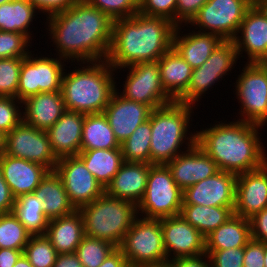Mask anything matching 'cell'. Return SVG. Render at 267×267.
<instances>
[{"instance_id": "94428289", "label": "cell", "mask_w": 267, "mask_h": 267, "mask_svg": "<svg viewBox=\"0 0 267 267\" xmlns=\"http://www.w3.org/2000/svg\"><path fill=\"white\" fill-rule=\"evenodd\" d=\"M251 4L257 7H267V0H251Z\"/></svg>"}, {"instance_id": "ab89813d", "label": "cell", "mask_w": 267, "mask_h": 267, "mask_svg": "<svg viewBox=\"0 0 267 267\" xmlns=\"http://www.w3.org/2000/svg\"><path fill=\"white\" fill-rule=\"evenodd\" d=\"M22 58L0 59V96H10L17 99Z\"/></svg>"}, {"instance_id": "7bdbcfd3", "label": "cell", "mask_w": 267, "mask_h": 267, "mask_svg": "<svg viewBox=\"0 0 267 267\" xmlns=\"http://www.w3.org/2000/svg\"><path fill=\"white\" fill-rule=\"evenodd\" d=\"M21 105L22 101L15 97L0 96V131L5 135L23 121Z\"/></svg>"}, {"instance_id": "8d00e7d4", "label": "cell", "mask_w": 267, "mask_h": 267, "mask_svg": "<svg viewBox=\"0 0 267 267\" xmlns=\"http://www.w3.org/2000/svg\"><path fill=\"white\" fill-rule=\"evenodd\" d=\"M30 236L13 212L0 214V249L8 248L23 252Z\"/></svg>"}, {"instance_id": "484cf974", "label": "cell", "mask_w": 267, "mask_h": 267, "mask_svg": "<svg viewBox=\"0 0 267 267\" xmlns=\"http://www.w3.org/2000/svg\"><path fill=\"white\" fill-rule=\"evenodd\" d=\"M178 25L173 35V48L194 69L200 67L223 41L218 35L192 31L180 34ZM181 35V36H180Z\"/></svg>"}, {"instance_id": "52a82bcc", "label": "cell", "mask_w": 267, "mask_h": 267, "mask_svg": "<svg viewBox=\"0 0 267 267\" xmlns=\"http://www.w3.org/2000/svg\"><path fill=\"white\" fill-rule=\"evenodd\" d=\"M182 205L183 191L172 178L168 166L150 164L146 191L137 205V214L148 219H163L180 215Z\"/></svg>"}, {"instance_id": "cb8c5ba5", "label": "cell", "mask_w": 267, "mask_h": 267, "mask_svg": "<svg viewBox=\"0 0 267 267\" xmlns=\"http://www.w3.org/2000/svg\"><path fill=\"white\" fill-rule=\"evenodd\" d=\"M150 164L137 162H124L111 183L106 187L105 193L113 198L126 200L136 206L143 199Z\"/></svg>"}, {"instance_id": "7402d4cb", "label": "cell", "mask_w": 267, "mask_h": 267, "mask_svg": "<svg viewBox=\"0 0 267 267\" xmlns=\"http://www.w3.org/2000/svg\"><path fill=\"white\" fill-rule=\"evenodd\" d=\"M0 165L3 178L15 199L21 195L33 193L49 172L46 167L38 163L8 156L5 153L0 157Z\"/></svg>"}, {"instance_id": "5bb4252c", "label": "cell", "mask_w": 267, "mask_h": 267, "mask_svg": "<svg viewBox=\"0 0 267 267\" xmlns=\"http://www.w3.org/2000/svg\"><path fill=\"white\" fill-rule=\"evenodd\" d=\"M236 80V97L241 102L240 116L256 124L267 110V73L259 63L246 62Z\"/></svg>"}, {"instance_id": "9c48e42d", "label": "cell", "mask_w": 267, "mask_h": 267, "mask_svg": "<svg viewBox=\"0 0 267 267\" xmlns=\"http://www.w3.org/2000/svg\"><path fill=\"white\" fill-rule=\"evenodd\" d=\"M251 6V0H208L188 24L199 27V32L233 40Z\"/></svg>"}, {"instance_id": "8992f818", "label": "cell", "mask_w": 267, "mask_h": 267, "mask_svg": "<svg viewBox=\"0 0 267 267\" xmlns=\"http://www.w3.org/2000/svg\"><path fill=\"white\" fill-rule=\"evenodd\" d=\"M84 221L85 235L111 242L119 247L137 214V206L104 193L78 209Z\"/></svg>"}, {"instance_id": "6f0895ef", "label": "cell", "mask_w": 267, "mask_h": 267, "mask_svg": "<svg viewBox=\"0 0 267 267\" xmlns=\"http://www.w3.org/2000/svg\"><path fill=\"white\" fill-rule=\"evenodd\" d=\"M6 135L0 131V157L5 153Z\"/></svg>"}, {"instance_id": "7c38bea8", "label": "cell", "mask_w": 267, "mask_h": 267, "mask_svg": "<svg viewBox=\"0 0 267 267\" xmlns=\"http://www.w3.org/2000/svg\"><path fill=\"white\" fill-rule=\"evenodd\" d=\"M124 68H128L129 74L123 92L119 94L125 99L146 104L152 109L173 102L162 86L158 61L138 62Z\"/></svg>"}, {"instance_id": "c3c4849f", "label": "cell", "mask_w": 267, "mask_h": 267, "mask_svg": "<svg viewBox=\"0 0 267 267\" xmlns=\"http://www.w3.org/2000/svg\"><path fill=\"white\" fill-rule=\"evenodd\" d=\"M37 8L38 12L51 16L67 10L73 6L78 0H27ZM48 14V15H47Z\"/></svg>"}, {"instance_id": "f35d334b", "label": "cell", "mask_w": 267, "mask_h": 267, "mask_svg": "<svg viewBox=\"0 0 267 267\" xmlns=\"http://www.w3.org/2000/svg\"><path fill=\"white\" fill-rule=\"evenodd\" d=\"M23 254L33 267H54L58 253L45 235H31Z\"/></svg>"}, {"instance_id": "4316f807", "label": "cell", "mask_w": 267, "mask_h": 267, "mask_svg": "<svg viewBox=\"0 0 267 267\" xmlns=\"http://www.w3.org/2000/svg\"><path fill=\"white\" fill-rule=\"evenodd\" d=\"M45 236L56 252L74 253L85 236L84 221L81 213H74L49 220Z\"/></svg>"}, {"instance_id": "b9f144b4", "label": "cell", "mask_w": 267, "mask_h": 267, "mask_svg": "<svg viewBox=\"0 0 267 267\" xmlns=\"http://www.w3.org/2000/svg\"><path fill=\"white\" fill-rule=\"evenodd\" d=\"M29 43L30 39L22 33L0 31V59L26 58Z\"/></svg>"}, {"instance_id": "680465c9", "label": "cell", "mask_w": 267, "mask_h": 267, "mask_svg": "<svg viewBox=\"0 0 267 267\" xmlns=\"http://www.w3.org/2000/svg\"><path fill=\"white\" fill-rule=\"evenodd\" d=\"M140 267H172V264L169 260L161 262V263H156V264H147L143 265Z\"/></svg>"}, {"instance_id": "2e32d148", "label": "cell", "mask_w": 267, "mask_h": 267, "mask_svg": "<svg viewBox=\"0 0 267 267\" xmlns=\"http://www.w3.org/2000/svg\"><path fill=\"white\" fill-rule=\"evenodd\" d=\"M237 174L219 170L183 191V204L235 207Z\"/></svg>"}, {"instance_id": "7dc6e473", "label": "cell", "mask_w": 267, "mask_h": 267, "mask_svg": "<svg viewBox=\"0 0 267 267\" xmlns=\"http://www.w3.org/2000/svg\"><path fill=\"white\" fill-rule=\"evenodd\" d=\"M243 267H264V242L251 239L246 244Z\"/></svg>"}, {"instance_id": "681fc988", "label": "cell", "mask_w": 267, "mask_h": 267, "mask_svg": "<svg viewBox=\"0 0 267 267\" xmlns=\"http://www.w3.org/2000/svg\"><path fill=\"white\" fill-rule=\"evenodd\" d=\"M251 239L267 242V207L249 219Z\"/></svg>"}, {"instance_id": "7a4b0ae2", "label": "cell", "mask_w": 267, "mask_h": 267, "mask_svg": "<svg viewBox=\"0 0 267 267\" xmlns=\"http://www.w3.org/2000/svg\"><path fill=\"white\" fill-rule=\"evenodd\" d=\"M176 27L167 18L139 12L115 20L106 61L116 71L138 62H156L172 48Z\"/></svg>"}, {"instance_id": "9f6ffc18", "label": "cell", "mask_w": 267, "mask_h": 267, "mask_svg": "<svg viewBox=\"0 0 267 267\" xmlns=\"http://www.w3.org/2000/svg\"><path fill=\"white\" fill-rule=\"evenodd\" d=\"M13 267H33L28 259L25 257L24 254H22L18 260L16 261V264Z\"/></svg>"}, {"instance_id": "bcb514c9", "label": "cell", "mask_w": 267, "mask_h": 267, "mask_svg": "<svg viewBox=\"0 0 267 267\" xmlns=\"http://www.w3.org/2000/svg\"><path fill=\"white\" fill-rule=\"evenodd\" d=\"M208 0H177L176 25H188ZM182 23V24H181ZM186 23V24H185Z\"/></svg>"}, {"instance_id": "be15d7a7", "label": "cell", "mask_w": 267, "mask_h": 267, "mask_svg": "<svg viewBox=\"0 0 267 267\" xmlns=\"http://www.w3.org/2000/svg\"><path fill=\"white\" fill-rule=\"evenodd\" d=\"M258 63L264 68L265 72L267 73V58L261 60Z\"/></svg>"}, {"instance_id": "e7e4bbea", "label": "cell", "mask_w": 267, "mask_h": 267, "mask_svg": "<svg viewBox=\"0 0 267 267\" xmlns=\"http://www.w3.org/2000/svg\"><path fill=\"white\" fill-rule=\"evenodd\" d=\"M9 1H12V0H0V5H1V4H4V3H6V2H9Z\"/></svg>"}, {"instance_id": "e0dca14e", "label": "cell", "mask_w": 267, "mask_h": 267, "mask_svg": "<svg viewBox=\"0 0 267 267\" xmlns=\"http://www.w3.org/2000/svg\"><path fill=\"white\" fill-rule=\"evenodd\" d=\"M160 222L167 260L206 253L205 236L181 215L163 218Z\"/></svg>"}, {"instance_id": "f5cc1de1", "label": "cell", "mask_w": 267, "mask_h": 267, "mask_svg": "<svg viewBox=\"0 0 267 267\" xmlns=\"http://www.w3.org/2000/svg\"><path fill=\"white\" fill-rule=\"evenodd\" d=\"M99 267H129V265L122 250L119 247H116L110 252Z\"/></svg>"}, {"instance_id": "6da1fadb", "label": "cell", "mask_w": 267, "mask_h": 267, "mask_svg": "<svg viewBox=\"0 0 267 267\" xmlns=\"http://www.w3.org/2000/svg\"><path fill=\"white\" fill-rule=\"evenodd\" d=\"M50 39L59 58L71 62L104 61L111 45L113 21L86 0L47 16Z\"/></svg>"}, {"instance_id": "e575fe53", "label": "cell", "mask_w": 267, "mask_h": 267, "mask_svg": "<svg viewBox=\"0 0 267 267\" xmlns=\"http://www.w3.org/2000/svg\"><path fill=\"white\" fill-rule=\"evenodd\" d=\"M42 200L34 193L21 195L15 199L13 214L31 235H45L49 219L45 216Z\"/></svg>"}, {"instance_id": "d4e9b609", "label": "cell", "mask_w": 267, "mask_h": 267, "mask_svg": "<svg viewBox=\"0 0 267 267\" xmlns=\"http://www.w3.org/2000/svg\"><path fill=\"white\" fill-rule=\"evenodd\" d=\"M23 121L37 128L47 131L66 111L61 91L42 92L32 95L22 101Z\"/></svg>"}, {"instance_id": "11a10c76", "label": "cell", "mask_w": 267, "mask_h": 267, "mask_svg": "<svg viewBox=\"0 0 267 267\" xmlns=\"http://www.w3.org/2000/svg\"><path fill=\"white\" fill-rule=\"evenodd\" d=\"M23 254L21 250L8 248L0 249V267H13L18 258Z\"/></svg>"}, {"instance_id": "6125c7cd", "label": "cell", "mask_w": 267, "mask_h": 267, "mask_svg": "<svg viewBox=\"0 0 267 267\" xmlns=\"http://www.w3.org/2000/svg\"><path fill=\"white\" fill-rule=\"evenodd\" d=\"M264 267H267V242H264Z\"/></svg>"}, {"instance_id": "ffe728a7", "label": "cell", "mask_w": 267, "mask_h": 267, "mask_svg": "<svg viewBox=\"0 0 267 267\" xmlns=\"http://www.w3.org/2000/svg\"><path fill=\"white\" fill-rule=\"evenodd\" d=\"M166 165L182 191L219 171L215 161L196 143Z\"/></svg>"}, {"instance_id": "9a60e30c", "label": "cell", "mask_w": 267, "mask_h": 267, "mask_svg": "<svg viewBox=\"0 0 267 267\" xmlns=\"http://www.w3.org/2000/svg\"><path fill=\"white\" fill-rule=\"evenodd\" d=\"M55 172L61 177L70 202L77 210L105 193L104 187L78 156L58 159Z\"/></svg>"}, {"instance_id": "836d02e7", "label": "cell", "mask_w": 267, "mask_h": 267, "mask_svg": "<svg viewBox=\"0 0 267 267\" xmlns=\"http://www.w3.org/2000/svg\"><path fill=\"white\" fill-rule=\"evenodd\" d=\"M37 8L27 0H12L0 5V31L22 33L32 38L30 25Z\"/></svg>"}, {"instance_id": "f6af8a7d", "label": "cell", "mask_w": 267, "mask_h": 267, "mask_svg": "<svg viewBox=\"0 0 267 267\" xmlns=\"http://www.w3.org/2000/svg\"><path fill=\"white\" fill-rule=\"evenodd\" d=\"M211 267H243L244 247L206 250Z\"/></svg>"}, {"instance_id": "603a6c76", "label": "cell", "mask_w": 267, "mask_h": 267, "mask_svg": "<svg viewBox=\"0 0 267 267\" xmlns=\"http://www.w3.org/2000/svg\"><path fill=\"white\" fill-rule=\"evenodd\" d=\"M84 120L85 114L66 110L61 118L46 131L57 159L77 156L81 152Z\"/></svg>"}, {"instance_id": "ac0fdd59", "label": "cell", "mask_w": 267, "mask_h": 267, "mask_svg": "<svg viewBox=\"0 0 267 267\" xmlns=\"http://www.w3.org/2000/svg\"><path fill=\"white\" fill-rule=\"evenodd\" d=\"M241 34V36L239 35ZM238 57L246 52L249 63H258L267 58V9L251 6L233 39Z\"/></svg>"}, {"instance_id": "277c9868", "label": "cell", "mask_w": 267, "mask_h": 267, "mask_svg": "<svg viewBox=\"0 0 267 267\" xmlns=\"http://www.w3.org/2000/svg\"><path fill=\"white\" fill-rule=\"evenodd\" d=\"M77 64L81 68L63 74L61 93L65 109L83 114L104 112L118 90L113 77L115 69L106 60Z\"/></svg>"}, {"instance_id": "f546056e", "label": "cell", "mask_w": 267, "mask_h": 267, "mask_svg": "<svg viewBox=\"0 0 267 267\" xmlns=\"http://www.w3.org/2000/svg\"><path fill=\"white\" fill-rule=\"evenodd\" d=\"M250 240L249 219L233 214L224 224L205 237L206 250L245 247Z\"/></svg>"}, {"instance_id": "ee69618b", "label": "cell", "mask_w": 267, "mask_h": 267, "mask_svg": "<svg viewBox=\"0 0 267 267\" xmlns=\"http://www.w3.org/2000/svg\"><path fill=\"white\" fill-rule=\"evenodd\" d=\"M177 0H139V13L146 16L164 17L176 24Z\"/></svg>"}, {"instance_id": "30bf717a", "label": "cell", "mask_w": 267, "mask_h": 267, "mask_svg": "<svg viewBox=\"0 0 267 267\" xmlns=\"http://www.w3.org/2000/svg\"><path fill=\"white\" fill-rule=\"evenodd\" d=\"M239 58L235 42L223 40L206 62L193 69L187 92L178 101L195 106L212 85L231 72Z\"/></svg>"}, {"instance_id": "3957f363", "label": "cell", "mask_w": 267, "mask_h": 267, "mask_svg": "<svg viewBox=\"0 0 267 267\" xmlns=\"http://www.w3.org/2000/svg\"><path fill=\"white\" fill-rule=\"evenodd\" d=\"M220 122L196 131V144L215 161L219 170L238 175L257 169L267 161L259 129L254 123Z\"/></svg>"}, {"instance_id": "44dd1931", "label": "cell", "mask_w": 267, "mask_h": 267, "mask_svg": "<svg viewBox=\"0 0 267 267\" xmlns=\"http://www.w3.org/2000/svg\"><path fill=\"white\" fill-rule=\"evenodd\" d=\"M152 110L146 104L125 99L116 90L103 113L108 119L116 140L121 144L140 124L149 119Z\"/></svg>"}, {"instance_id": "f907efd6", "label": "cell", "mask_w": 267, "mask_h": 267, "mask_svg": "<svg viewBox=\"0 0 267 267\" xmlns=\"http://www.w3.org/2000/svg\"><path fill=\"white\" fill-rule=\"evenodd\" d=\"M14 203L15 198L12 196L9 185L3 178L0 165V214L11 213Z\"/></svg>"}, {"instance_id": "74e56055", "label": "cell", "mask_w": 267, "mask_h": 267, "mask_svg": "<svg viewBox=\"0 0 267 267\" xmlns=\"http://www.w3.org/2000/svg\"><path fill=\"white\" fill-rule=\"evenodd\" d=\"M115 248L111 242L85 235L75 253L83 267H99Z\"/></svg>"}, {"instance_id": "f1b7e54d", "label": "cell", "mask_w": 267, "mask_h": 267, "mask_svg": "<svg viewBox=\"0 0 267 267\" xmlns=\"http://www.w3.org/2000/svg\"><path fill=\"white\" fill-rule=\"evenodd\" d=\"M42 200L45 216L51 220L74 213L77 209L70 202L61 177L49 171L33 191Z\"/></svg>"}, {"instance_id": "91938a15", "label": "cell", "mask_w": 267, "mask_h": 267, "mask_svg": "<svg viewBox=\"0 0 267 267\" xmlns=\"http://www.w3.org/2000/svg\"><path fill=\"white\" fill-rule=\"evenodd\" d=\"M267 123V110L264 116L255 124L258 129L263 128V126H266Z\"/></svg>"}, {"instance_id": "60d3db41", "label": "cell", "mask_w": 267, "mask_h": 267, "mask_svg": "<svg viewBox=\"0 0 267 267\" xmlns=\"http://www.w3.org/2000/svg\"><path fill=\"white\" fill-rule=\"evenodd\" d=\"M112 21L132 17L139 11V0H86Z\"/></svg>"}, {"instance_id": "4dcf8cb0", "label": "cell", "mask_w": 267, "mask_h": 267, "mask_svg": "<svg viewBox=\"0 0 267 267\" xmlns=\"http://www.w3.org/2000/svg\"><path fill=\"white\" fill-rule=\"evenodd\" d=\"M77 156L104 189L111 183L124 163L121 147L81 151Z\"/></svg>"}, {"instance_id": "816d5d0a", "label": "cell", "mask_w": 267, "mask_h": 267, "mask_svg": "<svg viewBox=\"0 0 267 267\" xmlns=\"http://www.w3.org/2000/svg\"><path fill=\"white\" fill-rule=\"evenodd\" d=\"M206 258L208 260H206ZM169 261L171 262L172 267H211L209 257L206 253L192 257L171 259Z\"/></svg>"}, {"instance_id": "4fadbf2b", "label": "cell", "mask_w": 267, "mask_h": 267, "mask_svg": "<svg viewBox=\"0 0 267 267\" xmlns=\"http://www.w3.org/2000/svg\"><path fill=\"white\" fill-rule=\"evenodd\" d=\"M5 154L38 163L49 171H55L58 162L46 131L24 121L6 134Z\"/></svg>"}, {"instance_id": "d6986e66", "label": "cell", "mask_w": 267, "mask_h": 267, "mask_svg": "<svg viewBox=\"0 0 267 267\" xmlns=\"http://www.w3.org/2000/svg\"><path fill=\"white\" fill-rule=\"evenodd\" d=\"M267 207V161L237 175L234 214L250 219Z\"/></svg>"}, {"instance_id": "d590c367", "label": "cell", "mask_w": 267, "mask_h": 267, "mask_svg": "<svg viewBox=\"0 0 267 267\" xmlns=\"http://www.w3.org/2000/svg\"><path fill=\"white\" fill-rule=\"evenodd\" d=\"M151 123L148 120L140 124L135 131L120 144L124 162L151 164Z\"/></svg>"}, {"instance_id": "db71d44e", "label": "cell", "mask_w": 267, "mask_h": 267, "mask_svg": "<svg viewBox=\"0 0 267 267\" xmlns=\"http://www.w3.org/2000/svg\"><path fill=\"white\" fill-rule=\"evenodd\" d=\"M54 267H83V265L75 252L59 253L56 256Z\"/></svg>"}, {"instance_id": "5b68a950", "label": "cell", "mask_w": 267, "mask_h": 267, "mask_svg": "<svg viewBox=\"0 0 267 267\" xmlns=\"http://www.w3.org/2000/svg\"><path fill=\"white\" fill-rule=\"evenodd\" d=\"M193 107L190 104L173 101L152 110L151 164H166L184 152L183 149L181 151L182 144H186L185 148L189 149L196 143V133H187Z\"/></svg>"}, {"instance_id": "1f68e13d", "label": "cell", "mask_w": 267, "mask_h": 267, "mask_svg": "<svg viewBox=\"0 0 267 267\" xmlns=\"http://www.w3.org/2000/svg\"><path fill=\"white\" fill-rule=\"evenodd\" d=\"M117 148H120V144L114 136L106 115L103 112L85 114L81 151Z\"/></svg>"}, {"instance_id": "83f0119b", "label": "cell", "mask_w": 267, "mask_h": 267, "mask_svg": "<svg viewBox=\"0 0 267 267\" xmlns=\"http://www.w3.org/2000/svg\"><path fill=\"white\" fill-rule=\"evenodd\" d=\"M158 65L164 90L178 101L187 92L193 68L173 47L158 60Z\"/></svg>"}, {"instance_id": "ba28073f", "label": "cell", "mask_w": 267, "mask_h": 267, "mask_svg": "<svg viewBox=\"0 0 267 267\" xmlns=\"http://www.w3.org/2000/svg\"><path fill=\"white\" fill-rule=\"evenodd\" d=\"M138 217L119 246L128 265L140 267L167 261L160 219Z\"/></svg>"}, {"instance_id": "8fae6325", "label": "cell", "mask_w": 267, "mask_h": 267, "mask_svg": "<svg viewBox=\"0 0 267 267\" xmlns=\"http://www.w3.org/2000/svg\"><path fill=\"white\" fill-rule=\"evenodd\" d=\"M32 51L26 58H22L17 99L24 101L26 98L42 93L61 91L64 71V61L57 57H33ZM63 60V61H62Z\"/></svg>"}, {"instance_id": "d6a6232c", "label": "cell", "mask_w": 267, "mask_h": 267, "mask_svg": "<svg viewBox=\"0 0 267 267\" xmlns=\"http://www.w3.org/2000/svg\"><path fill=\"white\" fill-rule=\"evenodd\" d=\"M234 214V207L183 204L180 215L203 236L224 224Z\"/></svg>"}]
</instances>
